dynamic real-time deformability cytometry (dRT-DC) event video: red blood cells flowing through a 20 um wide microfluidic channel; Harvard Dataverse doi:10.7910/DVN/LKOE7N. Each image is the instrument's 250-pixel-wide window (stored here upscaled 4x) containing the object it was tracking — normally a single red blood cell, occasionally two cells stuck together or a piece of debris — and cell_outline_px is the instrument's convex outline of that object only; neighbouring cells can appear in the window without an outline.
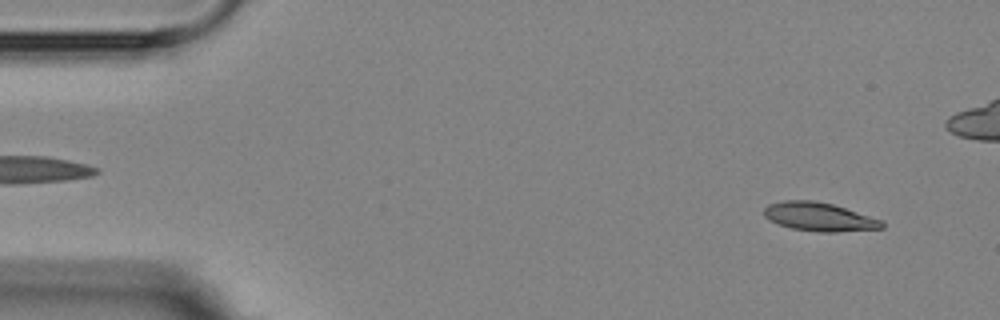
{"species": "Egyptian fruit bat (a non-hibernating species)", "species_latin": "Rousettus aegyptiacus", "temperature_condition": "room temperature", "stored_images_in_passage": 4, "segment_of_instrument_passage": [2, 2], "camera_frame_rate_fps": 3000, "um_per_image_px": 0.085, "animal": {"sex": "female"}, "frame": {"image": 1, "passage_image": 4, "time_ms": 4.333, "image_size_px": [1000, 320], "cell_outline_px": [[884, 228], [836, 232], [820, 232], [792, 228], [780, 224], [764, 216], [764, 208], [768, 204], [784, 200], [812, 200], [832, 204], [884, 220]], "centroid_in_image_um": [69.67, 18.42], "position_along_channel_um": 15.3, "area_um2": 19.54}}